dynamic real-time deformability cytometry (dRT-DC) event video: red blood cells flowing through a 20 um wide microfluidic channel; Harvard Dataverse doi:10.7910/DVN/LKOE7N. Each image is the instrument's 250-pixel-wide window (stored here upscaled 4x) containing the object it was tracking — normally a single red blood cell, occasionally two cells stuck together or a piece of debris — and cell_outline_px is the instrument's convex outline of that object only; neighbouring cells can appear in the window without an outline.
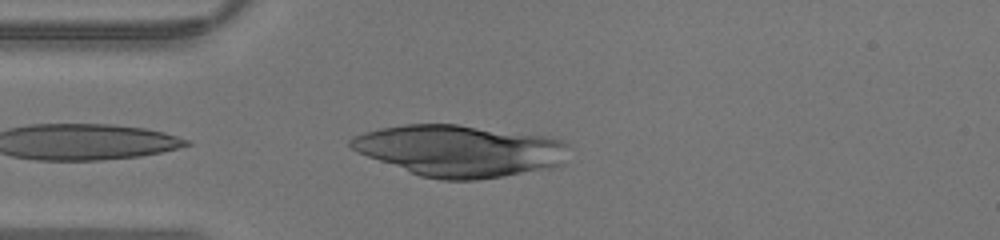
{"species": "human", "species_latin": "Homo sapiens", "temperature_condition": "warm", "stored_images_in_passage": 29, "camera_frame_rate_fps": 3000, "um_per_image_px": 0.085, "donor": {"sex": "male"}, "frame": {"image": 1, "passage_image": 1, "time_ms": 0.0, "image_size_px": [1000, 240], "cell_outline_px": [[568, 144], [564, 164], [552, 168], [504, 176], [476, 180], [444, 180], [420, 176], [356, 152], [348, 144], [348, 140], [352, 136], [364, 132], [380, 128], [404, 124], [456, 124], [548, 136], [560, 140]], "centroid_in_image_um": [39.07, 12.81], "position_along_channel_um": 45.9, "area_um2": 65.72}}